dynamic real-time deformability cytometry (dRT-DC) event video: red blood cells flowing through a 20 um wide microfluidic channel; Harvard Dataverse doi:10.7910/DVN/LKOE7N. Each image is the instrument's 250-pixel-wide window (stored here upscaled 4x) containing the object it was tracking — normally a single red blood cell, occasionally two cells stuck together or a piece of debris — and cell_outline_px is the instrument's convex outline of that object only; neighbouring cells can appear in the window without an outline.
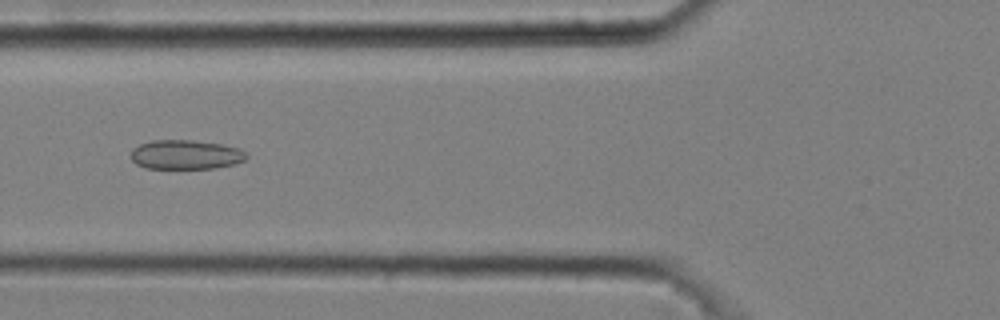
{"species": "common noctule bat (a hibernating species)", "species_latin": "Nyctalus noctula", "temperature_condition": "cold", "stored_images_in_passage": 6, "camera_frame_rate_fps": 3000, "um_per_image_px": 0.085, "animal": {"sex": "male", "body_mass_g": 20.4}, "frame": {"image": 1, "passage_image": 4, "time_ms": 1.0, "image_size_px": [1000, 320], "cell_outline_px": [[248, 156], [244, 160], [236, 164], [216, 168], [148, 168], [136, 164], [132, 160], [132, 148], [140, 144], [152, 140], [192, 140], [224, 144], [240, 148]], "centroid_in_image_um": [15.82, 13.14], "position_along_channel_um": 110.0, "area_um2": 19.83}}
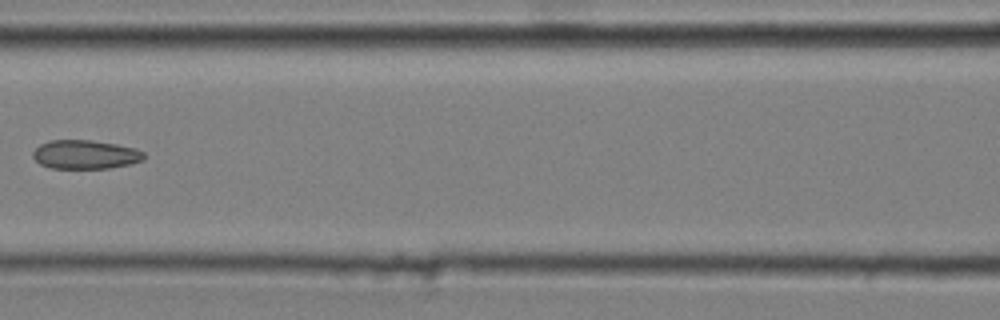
{"frame": {"image": 2, "passage_image": 5, "time_ms": 1.333, "image_size_px": [1000, 320], "cell_outline_px": [[144, 160], [132, 164], [108, 168], [52, 168], [40, 164], [32, 156], [32, 152], [40, 144], [48, 140], [92, 140], [116, 144], [136, 148], [144, 152]], "centroid_in_image_um": [7.26, 13.13], "position_along_channel_um": 159.3, "area_um2": 18.79}}
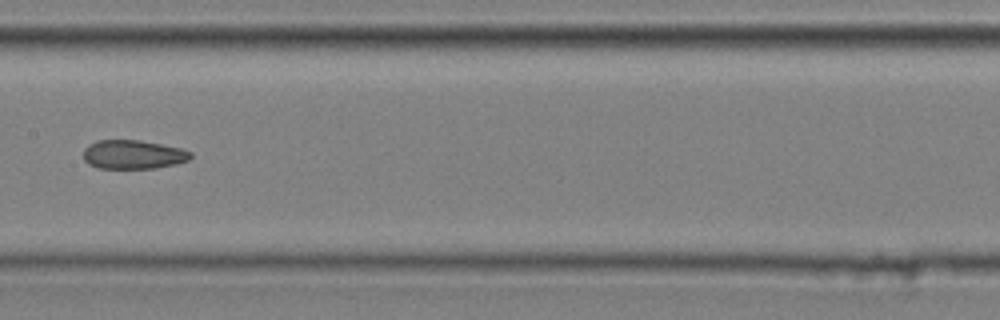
{"frame": {"image": 3, "passage_image": 6, "time_ms": 1.667, "image_size_px": [1000, 320], "cell_outline_px": [[192, 156], [188, 160], [176, 164], [156, 168], [100, 168], [88, 164], [84, 160], [84, 148], [88, 144], [96, 140], [140, 140], [180, 148], [192, 152]], "centroid_in_image_um": [11.3, 13.13], "position_along_channel_um": 196.1, "area_um2": 18.09}}